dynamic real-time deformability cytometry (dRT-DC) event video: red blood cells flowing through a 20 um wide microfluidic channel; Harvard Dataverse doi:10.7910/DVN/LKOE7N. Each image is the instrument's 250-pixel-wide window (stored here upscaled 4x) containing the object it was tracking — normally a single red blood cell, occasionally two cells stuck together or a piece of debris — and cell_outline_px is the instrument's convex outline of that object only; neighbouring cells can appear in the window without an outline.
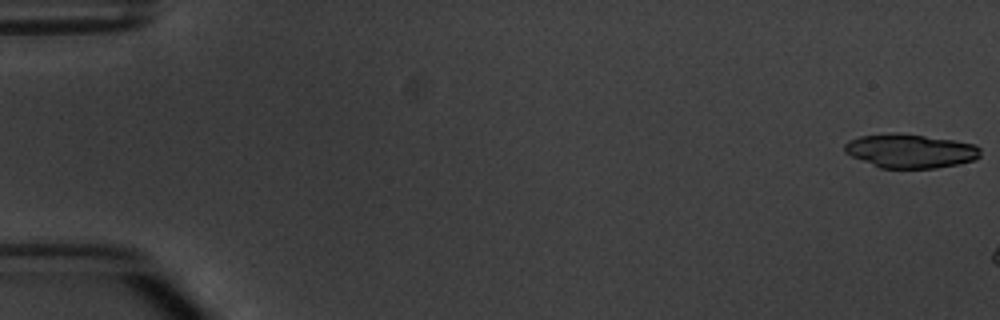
{"species": "common noctule bat (a hibernating species)", "species_latin": "Nyctalus noctula", "temperature_condition": "warm", "stored_images_in_passage": 4, "camera_frame_rate_fps": 3000, "um_per_image_px": 0.085, "animal": {"sex": "male", "body_mass_g": 20.1, "forearm_length_mm": 53.5}, "frame": {"image": 1, "passage_image": 1, "time_ms": 0.0, "image_size_px": [1000, 320], "cell_outline_px": [[980, 156], [976, 160], [936, 168], [880, 168], [852, 156], [844, 152], [844, 144], [848, 140], [860, 136], [892, 132], [900, 132], [956, 140], [976, 144], [980, 148]], "centroid_in_image_um": [77.39, 12.81], "position_along_channel_um": 7.6, "area_um2": 27.17}}